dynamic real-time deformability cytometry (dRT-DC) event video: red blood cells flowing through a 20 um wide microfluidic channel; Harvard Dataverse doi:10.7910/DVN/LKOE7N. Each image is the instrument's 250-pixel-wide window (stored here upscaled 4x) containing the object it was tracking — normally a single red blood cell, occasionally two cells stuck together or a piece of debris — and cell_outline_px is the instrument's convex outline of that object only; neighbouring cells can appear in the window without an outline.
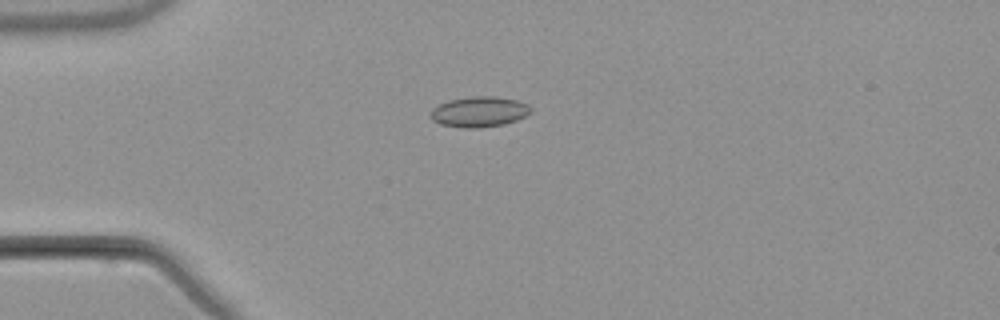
{"species": "common noctule bat (a hibernating species)", "species_latin": "Nyctalus noctula", "temperature_condition": "warm", "stored_images_in_passage": 7, "camera_frame_rate_fps": 3000, "um_per_image_px": 0.085, "animal": {"sex": "male", "body_mass_g": 21.5, "forearm_length_mm": 52.0}, "frame": {"image": 1, "passage_image": 4, "time_ms": 4.333, "image_size_px": [1000, 320], "cell_outline_px": [[532, 112], [516, 120], [504, 124], [476, 128], [464, 128], [440, 124], [432, 120], [432, 108], [448, 100], [472, 96], [496, 96], [516, 100], [528, 104], [532, 108]], "centroid_in_image_um": [40.75, 9.49], "position_along_channel_um": 44.2, "area_um2": 17.74}}
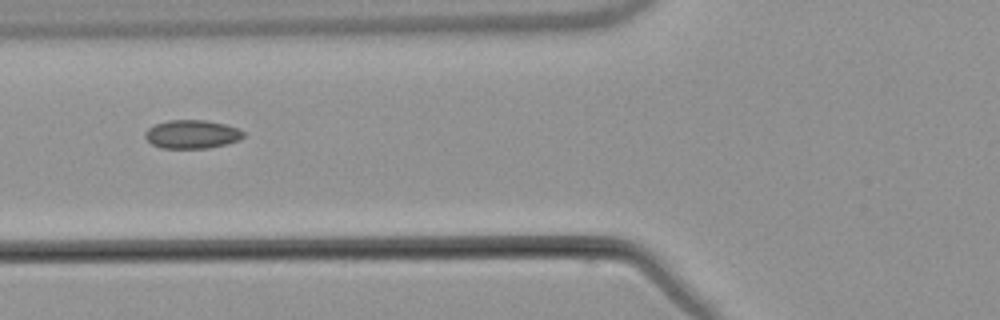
{"frame": {"image": 2, "passage_image": 6, "time_ms": 6.667, "image_size_px": [1000, 320], "cell_outline_px": [[244, 136], [240, 140], [228, 144], [208, 148], [160, 148], [152, 144], [144, 136], [144, 132], [148, 128], [156, 124], [168, 120], [204, 120], [224, 124], [236, 128], [244, 132]], "centroid_in_image_um": [16.31, 11.42], "position_along_channel_um": 109.5, "area_um2": 16.36}}
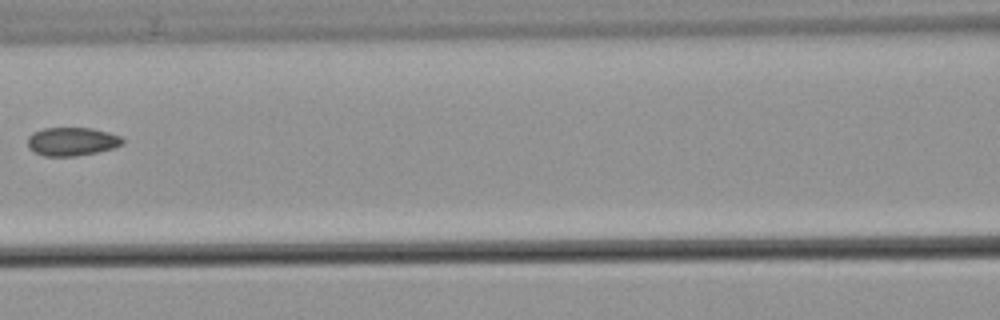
{"frame": {"image": 3, "passage_image": 7, "time_ms": 8.0, "image_size_px": [1000, 320], "cell_outline_px": [[124, 144], [112, 148], [96, 152], [76, 156], [44, 156], [28, 148], [28, 136], [32, 132], [44, 128], [92, 128], [108, 132], [120, 136], [124, 140]], "centroid_in_image_um": [6.11, 12.02], "position_along_channel_um": 160.5, "area_um2": 15.72}}